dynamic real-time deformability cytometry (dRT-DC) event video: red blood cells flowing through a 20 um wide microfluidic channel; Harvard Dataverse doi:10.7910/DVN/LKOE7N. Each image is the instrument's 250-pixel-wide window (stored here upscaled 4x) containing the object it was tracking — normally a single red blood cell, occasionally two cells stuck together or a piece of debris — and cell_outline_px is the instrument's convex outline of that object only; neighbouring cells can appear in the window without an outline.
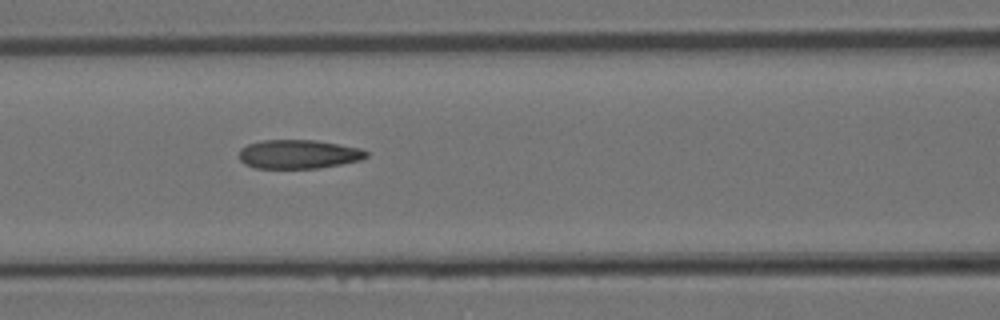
{"species": "Egyptian fruit bat (a non-hibernating species)", "species_latin": "Rousettus aegyptiacus", "temperature_condition": "room temperature", "stored_images_in_passage": 3, "camera_frame_rate_fps": 3000, "um_per_image_px": 0.085, "animal": {"sex": "female"}, "frame": {"image": 1, "passage_image": 3, "time_ms": 0.667, "image_size_px": [1000, 320], "cell_outline_px": [[368, 156], [360, 160], [320, 168], [256, 168], [244, 164], [240, 160], [240, 148], [248, 144], [260, 140], [316, 140], [360, 148], [368, 152]], "centroid_in_image_um": [25.36, 13.1], "position_along_channel_um": 141.2, "area_um2": 21.44}}